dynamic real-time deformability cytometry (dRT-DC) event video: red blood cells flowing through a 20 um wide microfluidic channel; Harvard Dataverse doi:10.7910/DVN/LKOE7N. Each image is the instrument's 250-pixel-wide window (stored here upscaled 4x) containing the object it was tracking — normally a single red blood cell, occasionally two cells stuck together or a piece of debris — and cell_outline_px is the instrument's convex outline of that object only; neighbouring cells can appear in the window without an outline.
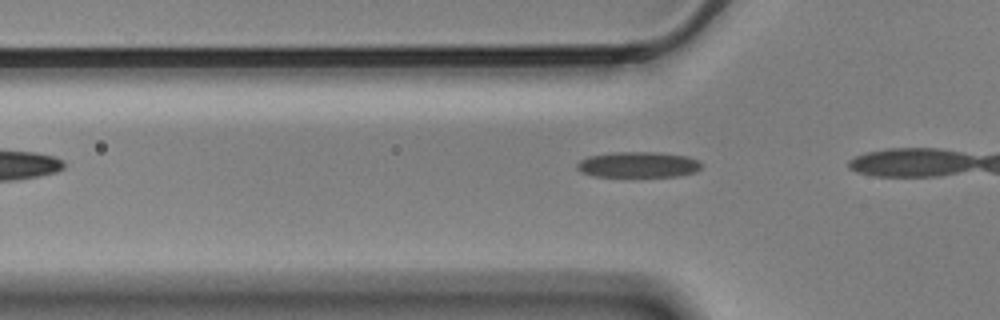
{"species": "Egyptian fruit bat (a non-hibernating species)", "species_latin": "Rousettus aegyptiacus", "temperature_condition": "cold", "stored_images_in_passage": 9, "camera_frame_rate_fps": 3000, "um_per_image_px": 0.085, "animal": {"sex": "male"}, "frame": {"image": 1, "passage_image": 3, "time_ms": 0.667, "image_size_px": [1000, 320], "cell_outline_px": [[700, 168], [696, 172], [680, 176], [592, 176], [580, 172], [576, 168], [576, 164], [580, 160], [588, 156], [612, 152], [660, 152], [688, 156], [696, 160], [700, 164]], "centroid_in_image_um": [54.21, 13.99], "position_along_channel_um": 71.6, "area_um2": 18.73}}
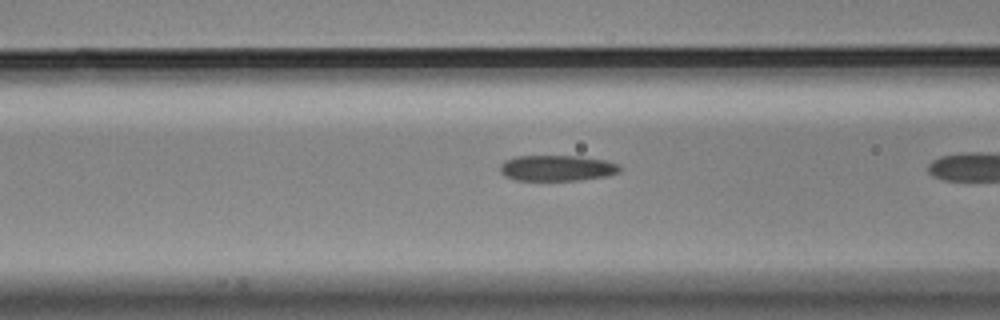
{"frame": {"image": 2, "passage_image": 7, "time_ms": 2.0, "image_size_px": [1000, 320], "cell_outline_px": [[624, 168], [620, 172], [608, 176], [580, 180], [516, 180], [504, 176], [500, 172], [500, 164], [504, 160], [516, 156], [580, 156], [608, 160], [620, 164]], "centroid_in_image_um": [47.4, 14.28], "position_along_channel_um": 119.2, "area_um2": 18.38}}